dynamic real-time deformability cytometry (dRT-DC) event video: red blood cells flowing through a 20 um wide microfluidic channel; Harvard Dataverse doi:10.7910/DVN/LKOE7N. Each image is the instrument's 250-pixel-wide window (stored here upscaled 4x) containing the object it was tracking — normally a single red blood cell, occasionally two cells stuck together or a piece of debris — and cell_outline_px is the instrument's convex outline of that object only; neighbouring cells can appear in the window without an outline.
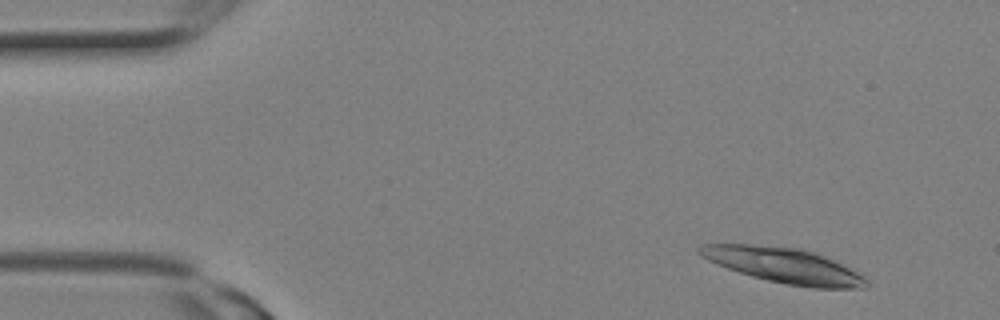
{"species": "Egyptian fruit bat (a non-hibernating species)", "species_latin": "Rousettus aegyptiacus", "temperature_condition": "room temperature", "stored_images_in_passage": 7, "camera_frame_rate_fps": 3000, "um_per_image_px": 0.085, "animal": {"sex": "female"}, "frame": {"image": 1, "passage_image": 2, "time_ms": 0.333, "image_size_px": [1000, 320], "cell_outline_px": [[868, 288], [812, 288], [788, 284], [768, 280], [752, 276], [716, 264], [700, 256], [696, 252], [696, 248], [700, 244], [748, 244], [804, 248], [820, 252], [836, 260], [864, 276], [868, 280]], "centroid_in_image_um": [66.66, 22.54], "position_along_channel_um": 18.3, "area_um2": 34.62}}
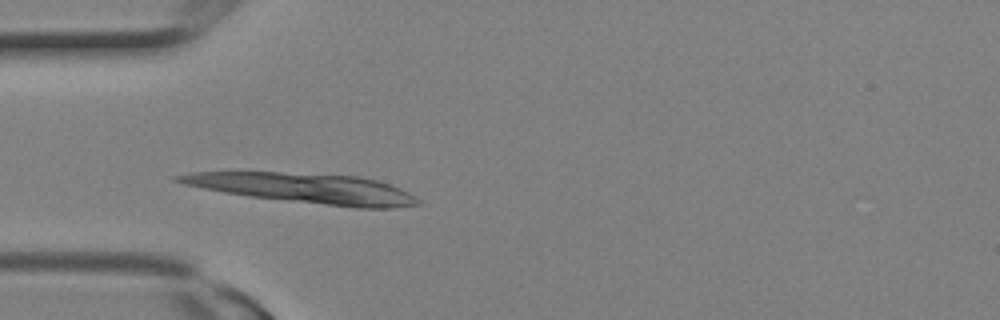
{"frame": {"image": 2, "passage_image": 7, "time_ms": 2.0, "image_size_px": [1000, 320], "cell_outline_px": [[420, 204], [392, 208], [356, 208], [248, 196], [224, 192], [184, 184], [172, 180], [172, 176], [188, 172], [280, 172], [356, 176], [376, 180], [400, 188], [408, 192], [420, 200]], "centroid_in_image_um": [25.85, 16.0], "position_along_channel_um": 59.1, "area_um2": 41.56}}